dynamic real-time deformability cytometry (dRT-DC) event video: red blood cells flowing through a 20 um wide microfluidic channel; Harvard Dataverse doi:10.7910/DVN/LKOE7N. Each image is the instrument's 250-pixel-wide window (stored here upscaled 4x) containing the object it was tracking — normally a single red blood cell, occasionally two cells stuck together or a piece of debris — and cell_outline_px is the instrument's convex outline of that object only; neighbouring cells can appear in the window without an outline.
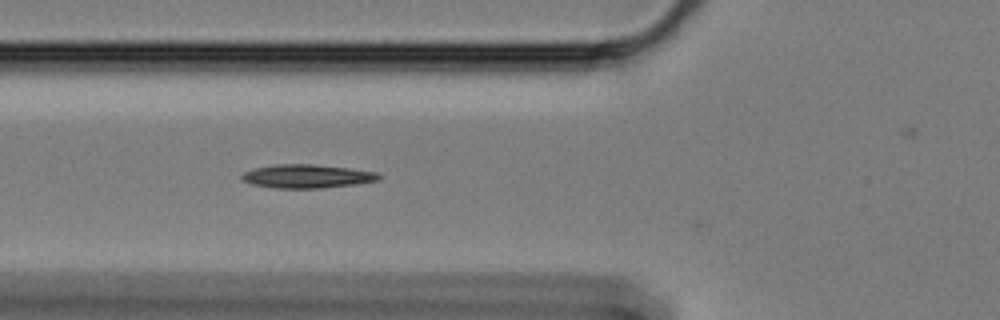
{"species": "Egyptian fruit bat (a non-hibernating species)", "species_latin": "Rousettus aegyptiacus", "temperature_condition": "cold", "stored_images_in_passage": 38, "camera_frame_rate_fps": 3000, "um_per_image_px": 0.085, "animal": {"sex": "female"}, "frame": {"image": 1, "passage_image": 6, "time_ms": 1.667, "image_size_px": [1000, 320], "cell_outline_px": [[380, 180], [356, 184], [320, 188], [272, 188], [252, 184], [240, 180], [240, 176], [244, 172], [252, 168], [272, 164], [316, 164], [348, 168], [376, 172], [380, 176]], "centroid_in_image_um": [26.03, 14.98], "position_along_channel_um": 99.8, "area_um2": 19.02}}
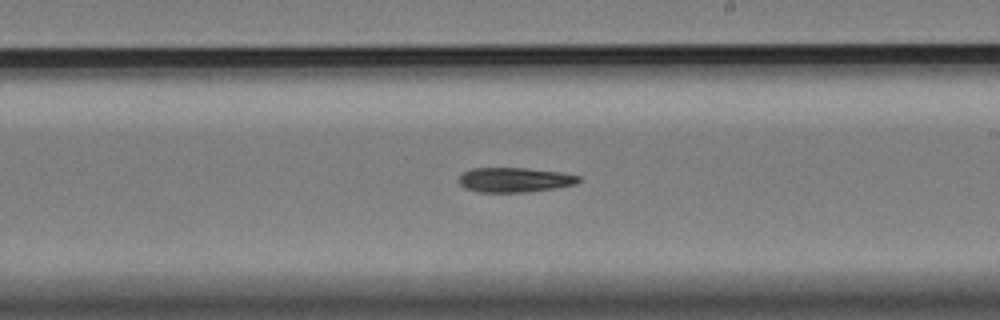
{"frame": {"image": 2, "passage_image": 19, "time_ms": 6.0, "image_size_px": [1000, 320], "cell_outline_px": [[580, 180], [576, 184], [528, 192], [480, 192], [464, 188], [460, 184], [460, 176], [464, 172], [472, 168], [524, 168], [560, 172], [580, 176]], "centroid_in_image_um": [43.74, 15.29], "position_along_channel_um": 245.3, "area_um2": 17.05}}
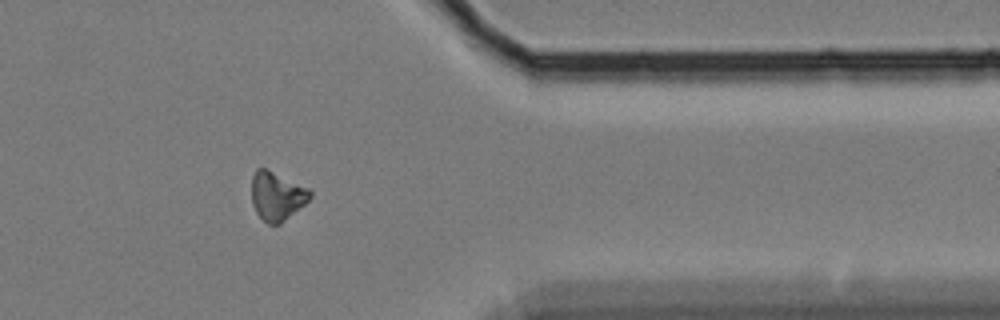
{"frame": {"image": 3, "passage_image": 33, "time_ms": 10.667, "image_size_px": [1000, 320], "cell_outline_px": [[312, 196], [304, 204], [280, 224], [268, 224], [256, 212], [252, 204], [252, 176], [256, 168], [264, 168], [308, 188], [312, 192]], "centroid_in_image_um": [23.52, 16.66], "position_along_channel_um": 387.9, "area_um2": 16.24}}